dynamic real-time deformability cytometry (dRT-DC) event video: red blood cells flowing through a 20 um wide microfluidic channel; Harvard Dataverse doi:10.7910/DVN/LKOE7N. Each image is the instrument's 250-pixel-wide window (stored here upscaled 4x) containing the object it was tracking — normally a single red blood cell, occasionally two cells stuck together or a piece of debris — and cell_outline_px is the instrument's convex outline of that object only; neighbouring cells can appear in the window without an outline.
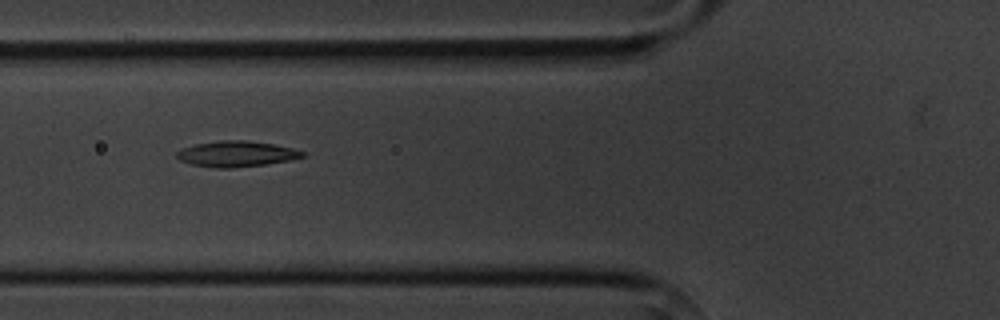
{"species": "common noctule bat (a hibernating species)", "species_latin": "Nyctalus noctula", "temperature_condition": "cold", "stored_images_in_passage": 10, "camera_frame_rate_fps": 3000, "um_per_image_px": 0.085, "animal": {"sex": "male", "body_mass_g": 20.1, "forearm_length_mm": 53.5}, "frame": {"image": 1, "passage_image": 5, "time_ms": 5.667, "image_size_px": [1000, 320], "cell_outline_px": [[304, 156], [288, 160], [264, 164], [228, 168], [212, 168], [192, 164], [180, 160], [176, 156], [176, 152], [180, 148], [196, 144], [220, 140], [248, 140], [276, 144], [292, 148], [304, 152]], "centroid_in_image_um": [20.05, 13.07], "position_along_channel_um": 105.8, "area_um2": 18.79}}
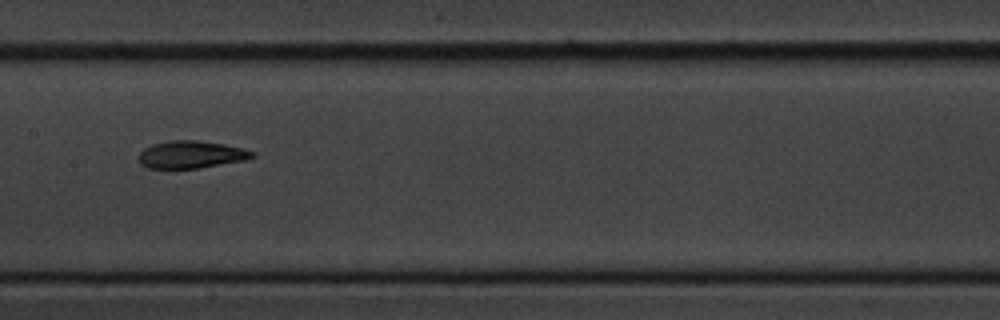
{"frame": {"image": 2, "passage_image": 7, "time_ms": 8.0, "image_size_px": [1000, 320], "cell_outline_px": [[256, 156], [244, 160], [200, 168], [148, 168], [140, 164], [140, 152], [144, 148], [152, 144], [168, 140], [200, 140], [224, 144], [244, 148], [252, 152]], "centroid_in_image_um": [16.24, 13.13], "position_along_channel_um": 191.2, "area_um2": 18.15}}
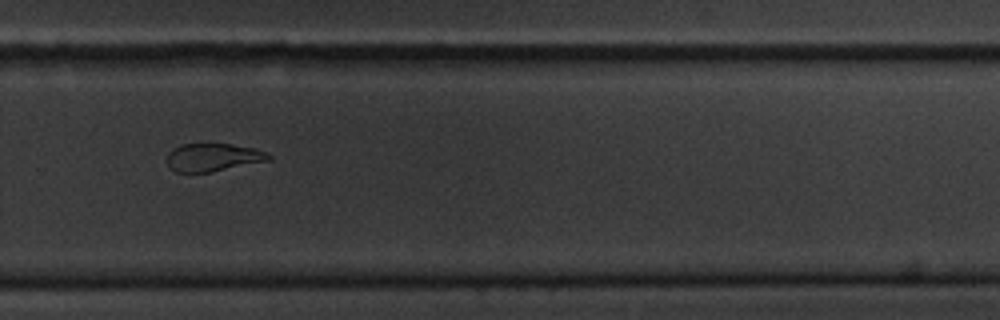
{"frame": {"image": 3, "passage_image": 10, "time_ms": 11.333, "image_size_px": [1000, 320], "cell_outline_px": [[272, 160], [212, 172], [176, 172], [168, 164], [168, 152], [172, 148], [180, 144], [232, 144], [252, 148], [268, 152], [272, 156]], "centroid_in_image_um": [18.15, 13.37], "position_along_channel_um": 311.7, "area_um2": 16.65}}